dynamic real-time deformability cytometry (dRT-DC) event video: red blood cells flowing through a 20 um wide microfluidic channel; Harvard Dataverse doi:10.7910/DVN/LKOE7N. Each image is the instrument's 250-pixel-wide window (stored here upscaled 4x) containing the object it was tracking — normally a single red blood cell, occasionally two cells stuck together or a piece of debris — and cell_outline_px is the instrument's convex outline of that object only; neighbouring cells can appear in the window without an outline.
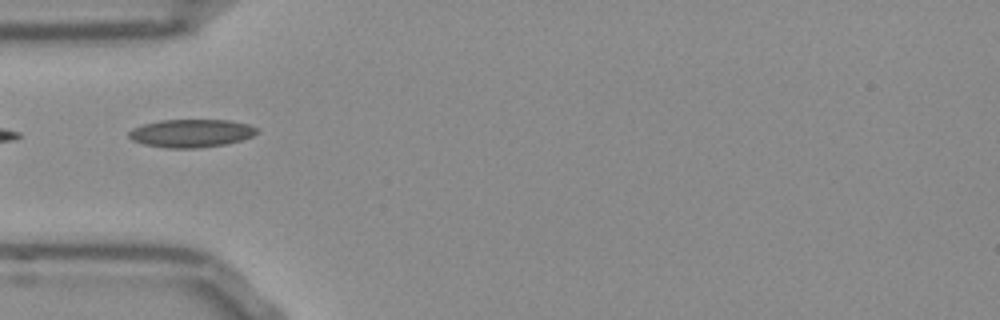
{"species": "Egyptian fruit bat (a non-hibernating species)", "species_latin": "Rousettus aegyptiacus", "temperature_condition": "room temperature", "stored_images_in_passage": 3, "camera_frame_rate_fps": 3000, "um_per_image_px": 0.085, "frame": {"image": 1, "passage_image": 1, "time_ms": 0.0, "image_size_px": [1000, 320], "cell_outline_px": [[260, 132], [252, 136], [240, 140], [224, 144], [196, 148], [168, 148], [144, 144], [132, 140], [128, 136], [128, 132], [132, 128], [140, 124], [160, 120], [228, 120], [248, 124], [256, 128]], "centroid_in_image_um": [16.21, 11.31], "position_along_channel_um": 68.8, "area_um2": 20.92}}